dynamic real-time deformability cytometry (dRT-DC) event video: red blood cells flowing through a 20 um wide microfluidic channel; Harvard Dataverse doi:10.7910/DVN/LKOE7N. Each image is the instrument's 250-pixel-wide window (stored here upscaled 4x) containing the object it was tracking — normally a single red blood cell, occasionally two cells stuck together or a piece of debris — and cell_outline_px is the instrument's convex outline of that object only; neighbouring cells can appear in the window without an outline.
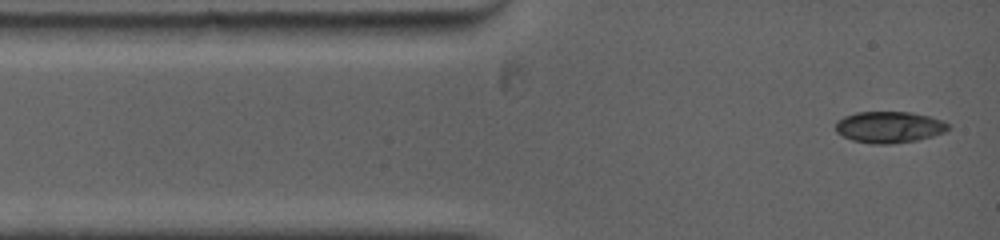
{"species": "common noctule bat (a hibernating species)", "species_latin": "Nyctalus noctula", "temperature_condition": "warm", "stored_images_in_passage": 3, "camera_frame_rate_fps": 5000, "um_per_image_px": 0.085, "animal": {"sex": "female", "body_mass_g": 19.0, "forearm_length_mm": 53.3}, "frame": {"image": 1, "passage_image": 1, "time_ms": 0.0, "image_size_px": [1000, 240], "cell_outline_px": [[948, 128], [944, 132], [932, 136], [916, 140], [888, 144], [872, 144], [852, 140], [836, 132], [836, 120], [844, 116], [856, 112], [912, 112], [928, 116], [940, 120], [948, 124]], "centroid_in_image_um": [75.53, 10.8], "position_along_channel_um": 9.5, "area_um2": 20.46}}
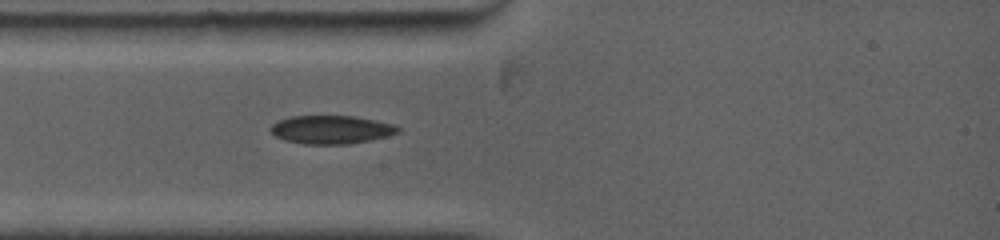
{"frame": {"image": 2, "passage_image": 3, "time_ms": 2.2, "image_size_px": [1000, 240], "cell_outline_px": [[400, 132], [368, 140], [348, 144], [304, 144], [284, 140], [276, 136], [268, 128], [272, 124], [288, 116], [352, 116], [392, 124], [400, 128]], "centroid_in_image_um": [28.09, 11.02], "position_along_channel_um": 56.9, "area_um2": 20.75}}